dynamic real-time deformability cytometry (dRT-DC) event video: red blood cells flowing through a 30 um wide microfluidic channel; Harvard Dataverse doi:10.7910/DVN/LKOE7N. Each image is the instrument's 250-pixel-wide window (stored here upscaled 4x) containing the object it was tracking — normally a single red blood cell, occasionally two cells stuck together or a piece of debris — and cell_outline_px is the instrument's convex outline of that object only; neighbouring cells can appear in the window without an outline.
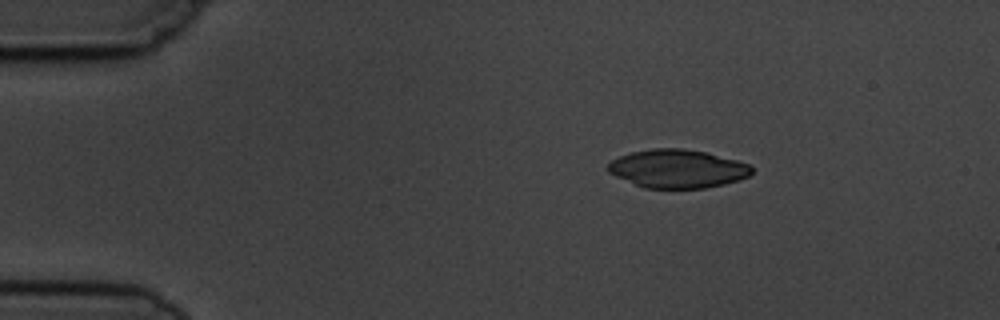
{"species": "common noctule bat (a hibernating species)", "species_latin": "Nyctalus noctula", "temperature_condition": "cold", "stored_images_in_passage": 5, "camera_frame_rate_fps": 3000, "um_per_image_px": 0.085, "animal": {"sex": "male", "body_mass_g": 19.5, "forearm_length_mm": 54.6}, "frame": {"image": 1, "passage_image": 3, "time_ms": 2.333, "image_size_px": [1000, 320], "cell_outline_px": [[752, 172], [748, 176], [740, 180], [724, 184], [704, 188], [644, 188], [616, 176], [608, 172], [608, 164], [612, 160], [620, 156], [632, 152], [652, 148], [680, 148], [704, 152], [736, 160], [748, 164], [752, 168]], "centroid_in_image_um": [57.58, 14.34], "position_along_channel_um": 27.4, "area_um2": 31.91}}